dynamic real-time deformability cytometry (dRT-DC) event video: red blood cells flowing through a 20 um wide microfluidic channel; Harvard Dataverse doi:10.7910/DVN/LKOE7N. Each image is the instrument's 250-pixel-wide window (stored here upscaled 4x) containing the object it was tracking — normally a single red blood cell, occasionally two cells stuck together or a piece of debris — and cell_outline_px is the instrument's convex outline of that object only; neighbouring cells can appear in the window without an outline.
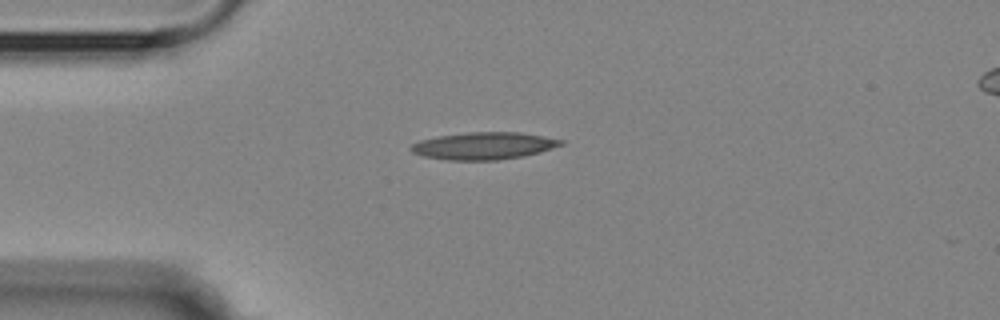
{"species": "Egyptian fruit bat (a non-hibernating species)", "species_latin": "Rousettus aegyptiacus", "temperature_condition": "room temperature", "stored_images_in_passage": 7, "camera_frame_rate_fps": 3000, "um_per_image_px": 0.085, "animal": {"sex": "female"}, "frame": {"image": 1, "passage_image": 1, "time_ms": 0.0, "image_size_px": [1000, 320], "cell_outline_px": [[564, 144], [540, 152], [524, 156], [496, 160], [444, 160], [424, 156], [412, 152], [408, 148], [412, 144], [420, 140], [440, 136], [468, 132], [520, 132], [564, 140]], "centroid_in_image_um": [41.11, 12.4], "position_along_channel_um": 43.9, "area_um2": 23.76}}
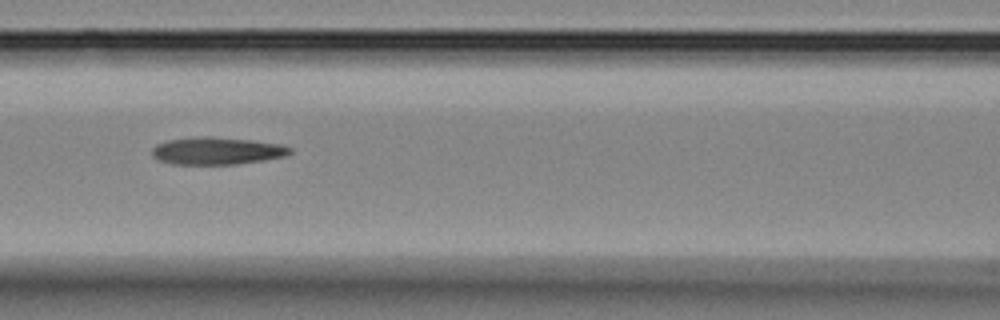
{"frame": {"image": 2, "passage_image": 4, "time_ms": 3.333, "image_size_px": [1000, 320], "cell_outline_px": [[292, 152], [288, 156], [264, 160], [236, 164], [172, 164], [160, 160], [152, 156], [152, 148], [156, 144], [168, 140], [200, 136], [208, 136], [252, 140], [284, 144], [292, 148]], "centroid_in_image_um": [18.49, 12.82], "position_along_channel_um": 148.1, "area_um2": 22.2}}
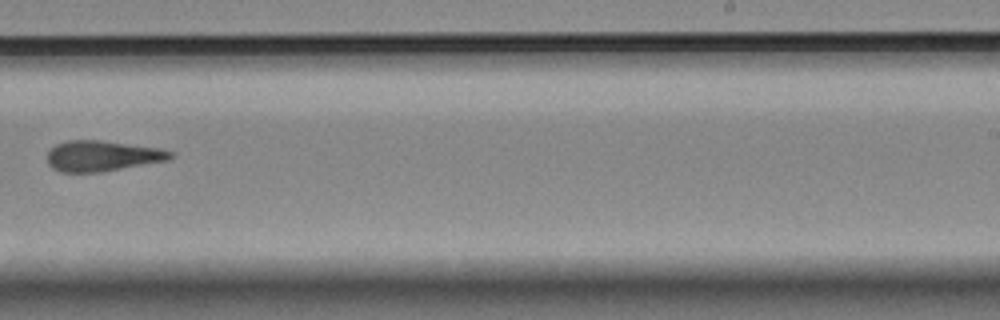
{"frame": {"image": 3, "passage_image": 7, "time_ms": 7.0, "image_size_px": [1000, 320], "cell_outline_px": [[176, 156], [168, 160], [100, 172], [60, 172], [52, 168], [48, 164], [48, 152], [56, 144], [68, 140], [100, 140], [160, 148], [172, 152]], "centroid_in_image_um": [8.69, 13.25], "position_along_channel_um": 280.3, "area_um2": 21.91}}